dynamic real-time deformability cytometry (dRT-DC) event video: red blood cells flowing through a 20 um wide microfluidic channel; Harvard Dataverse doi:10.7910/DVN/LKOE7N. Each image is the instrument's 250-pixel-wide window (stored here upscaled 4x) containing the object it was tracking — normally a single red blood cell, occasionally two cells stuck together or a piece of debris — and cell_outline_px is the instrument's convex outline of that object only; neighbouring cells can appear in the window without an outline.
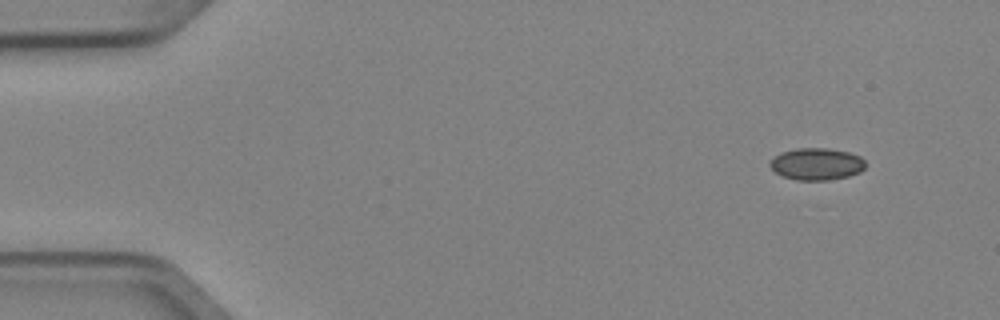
{"species": "Egyptian fruit bat (a non-hibernating species)", "species_latin": "Rousettus aegyptiacus", "temperature_condition": "cold", "stored_images_in_passage": 4, "segment_of_instrument_passage": [2, 2], "camera_frame_rate_fps": 3000, "um_per_image_px": 0.085, "animal": {"sex": "female"}, "frame": {"image": 1, "passage_image": 4, "time_ms": 1.0, "image_size_px": [1000, 320], "cell_outline_px": [[864, 168], [860, 172], [848, 176], [828, 180], [796, 180], [784, 176], [776, 172], [768, 164], [780, 152], [796, 148], [828, 148], [848, 152], [860, 156], [864, 160]], "centroid_in_image_um": [69.41, 13.93], "position_along_channel_um": 15.6, "area_um2": 17.69}}